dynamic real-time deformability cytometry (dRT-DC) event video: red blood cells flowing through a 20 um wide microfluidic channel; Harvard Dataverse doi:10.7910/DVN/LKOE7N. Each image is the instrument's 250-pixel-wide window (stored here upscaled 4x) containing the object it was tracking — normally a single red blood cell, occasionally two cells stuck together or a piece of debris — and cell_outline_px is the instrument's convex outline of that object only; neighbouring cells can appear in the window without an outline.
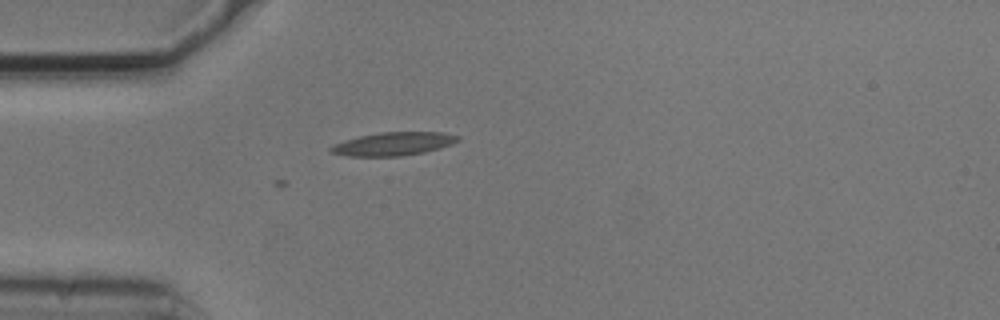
{"species": "common noctule bat (a hibernating species)", "species_latin": "Nyctalus noctula", "temperature_condition": "cold", "stored_images_in_passage": 2, "camera_frame_rate_fps": 3000, "um_per_image_px": 0.085, "animal": {"sex": "male", "body_mass_g": 20.5, "forearm_length_mm": 52.5}, "frame": {"image": 1, "passage_image": 2, "time_ms": 0.333, "image_size_px": [1000, 320], "cell_outline_px": [[460, 140], [452, 144], [440, 148], [424, 152], [400, 156], [348, 156], [328, 152], [328, 148], [332, 144], [344, 140], [360, 136], [380, 132], [444, 132], [460, 136]], "centroid_in_image_um": [33.42, 12.22], "position_along_channel_um": 51.6, "area_um2": 17.4}}